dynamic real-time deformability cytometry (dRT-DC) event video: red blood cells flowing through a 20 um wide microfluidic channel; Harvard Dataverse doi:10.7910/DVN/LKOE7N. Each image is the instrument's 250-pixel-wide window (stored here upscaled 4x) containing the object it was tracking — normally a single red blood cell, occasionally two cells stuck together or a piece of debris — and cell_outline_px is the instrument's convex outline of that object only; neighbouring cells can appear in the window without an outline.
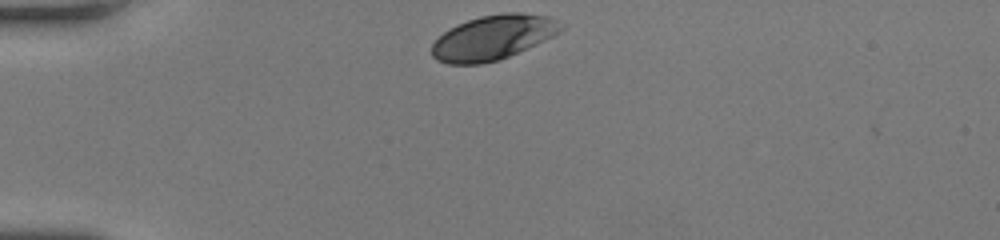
{"species": "human", "species_latin": "Homo sapiens", "temperature_condition": "room temperature", "stored_images_in_passage": 30, "camera_frame_rate_fps": 3000, "um_per_image_px": 0.085, "donor": {"sex": "female"}, "frame": {"image": 1, "passage_image": 1, "time_ms": 0.0, "image_size_px": [1000, 240], "cell_outline_px": [[564, 28], [560, 32], [536, 44], [500, 60], [480, 64], [448, 64], [436, 60], [432, 56], [432, 44], [448, 28], [456, 24], [480, 16], [504, 12], [520, 12], [548, 16], [564, 24]], "centroid_in_image_um": [41.91, 3.18], "position_along_channel_um": 43.1, "area_um2": 33.7}}
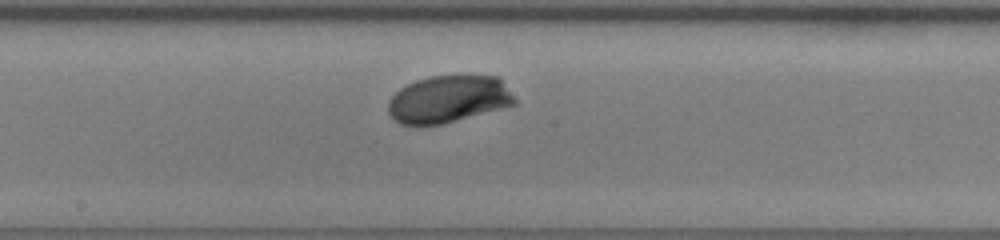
{"frame": {"image": 2, "passage_image": 16, "time_ms": 5.0, "image_size_px": [1000, 240], "cell_outline_px": [[516, 104], [440, 124], [416, 128], [400, 124], [392, 120], [388, 112], [388, 100], [400, 88], [416, 80], [432, 76], [500, 76], [516, 100]], "centroid_in_image_um": [38.05, 8.45], "position_along_channel_um": 210.1, "area_um2": 35.03}}
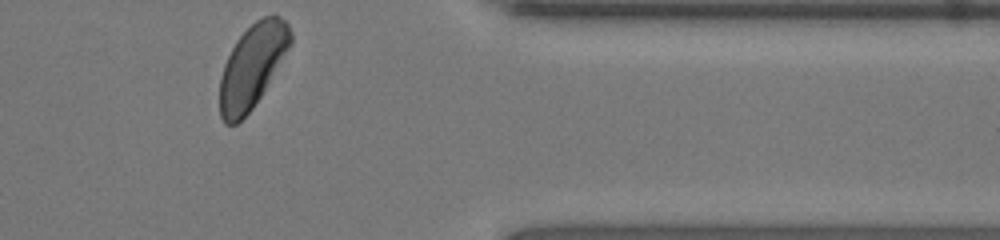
{"frame": {"image": 3, "passage_image": 30, "time_ms": 9.667, "image_size_px": [1000, 240], "cell_outline_px": [[292, 44], [260, 96], [252, 108], [236, 124], [224, 124], [220, 116], [220, 76], [224, 64], [236, 40], [256, 20], [264, 16], [280, 16], [288, 24], [292, 32]], "centroid_in_image_um": [21.44, 5.61], "position_along_channel_um": 390.0, "area_um2": 33.99}, "authors_computed_cell_mechanics": {"area_um2": 34.5933, "velocity_mm_per_s": 4.1485, "shape_relaxation_time_tau1_ms": 1.1503, "shape_relaxation_time_tau2_ms": null, "deformation_change_tau1": 0.0863, "deformation_change_tau2": null}}